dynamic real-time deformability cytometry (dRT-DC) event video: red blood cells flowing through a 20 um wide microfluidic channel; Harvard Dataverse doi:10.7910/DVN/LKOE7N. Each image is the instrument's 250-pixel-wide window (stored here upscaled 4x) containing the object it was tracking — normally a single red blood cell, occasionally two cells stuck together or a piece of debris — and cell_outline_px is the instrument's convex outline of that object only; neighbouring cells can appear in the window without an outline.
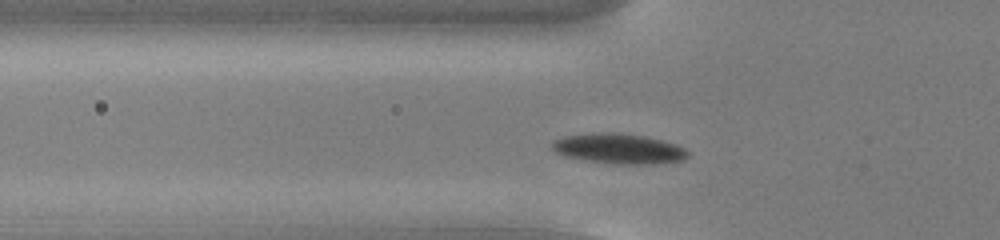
{"species": "common noctule bat (a hibernating species)", "species_latin": "Nyctalus noctula", "temperature_condition": "cold", "stored_images_in_passage": 43, "camera_frame_rate_fps": 3000, "um_per_image_px": 0.085, "animal": {"sex": "male", "body_mass_g": 13.0, "forearm_length_mm": 53.1}, "frame": {"image": 1, "passage_image": 7, "time_ms": 2.0, "image_size_px": [1000, 240], "cell_outline_px": [[688, 156], [684, 160], [660, 164], [616, 164], [584, 160], [564, 156], [556, 152], [552, 148], [552, 140], [564, 136], [592, 132], [620, 132], [644, 136], [676, 144], [684, 148], [688, 152]], "centroid_in_image_um": [52.58, 12.63], "position_along_channel_um": 73.2, "area_um2": 24.16}}
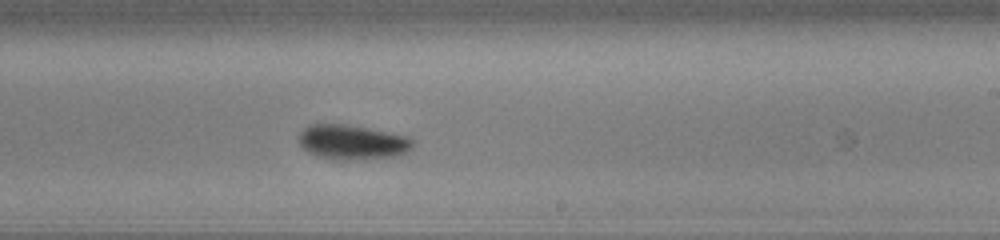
{"frame": {"image": 2, "passage_image": 22, "time_ms": 7.0, "image_size_px": [1000, 240], "cell_outline_px": [[416, 140], [412, 148], [408, 152], [400, 156], [348, 160], [332, 160], [316, 156], [308, 152], [300, 144], [296, 136], [308, 124], [344, 124], [368, 128], [408, 136]], "centroid_in_image_um": [29.95, 12.09], "position_along_channel_um": 259.0, "area_um2": 23.52}}
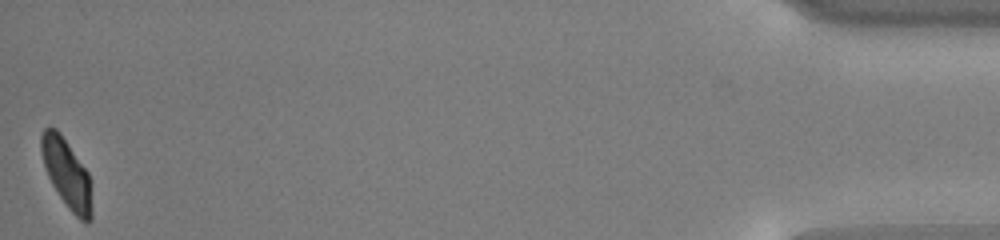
{"frame": {"image": 3, "passage_image": 43, "time_ms": 14.0, "image_size_px": [1000, 240], "cell_outline_px": [[92, 220], [88, 224], [80, 220], [68, 208], [52, 184], [48, 176], [44, 164], [40, 148], [40, 136], [44, 128], [56, 128], [60, 132], [88, 172], [92, 208]], "centroid_in_image_um": [5.67, 14.76], "position_along_channel_um": 429.5, "area_um2": 20.17}, "authors_computed_cell_mechanics": {"area_um2": 22.4842, "velocity_mm_per_s": 3.7309, "shape_relaxation_time_tau1_ms": 2.32, "shape_relaxation_time_tau2_ms": null, "deformation_change_tau1": 0.1123, "deformation_change_tau2": null}}